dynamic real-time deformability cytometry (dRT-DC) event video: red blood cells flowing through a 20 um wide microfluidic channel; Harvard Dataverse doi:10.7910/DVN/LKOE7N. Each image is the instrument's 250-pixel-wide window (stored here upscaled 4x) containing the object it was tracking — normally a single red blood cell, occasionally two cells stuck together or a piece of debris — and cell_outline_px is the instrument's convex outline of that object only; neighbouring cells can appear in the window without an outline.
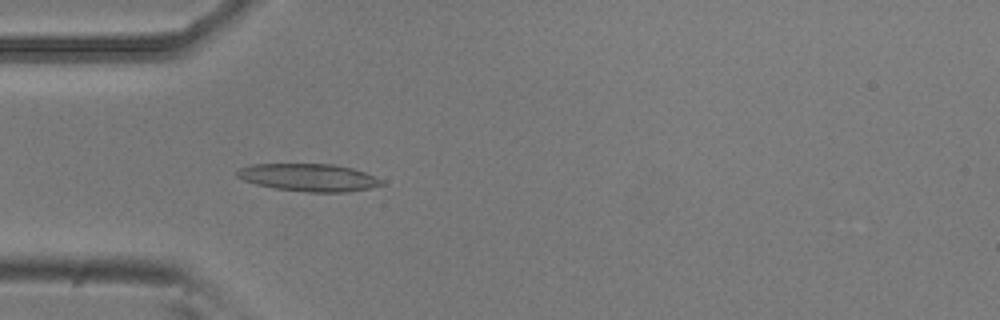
{"species": "common noctule bat (a hibernating species)", "species_latin": "Nyctalus noctula", "temperature_condition": "room temperature", "stored_images_in_passage": 52, "camera_frame_rate_fps": 3000, "um_per_image_px": 0.085, "animal": {"sex": "male", "body_mass_g": 20.5, "forearm_length_mm": 52.5}, "frame": {"image": 1, "passage_image": 15, "time_ms": 4.667, "image_size_px": [1000, 320], "cell_outline_px": [[384, 184], [368, 188], [348, 192], [308, 192], [276, 188], [256, 184], [244, 180], [236, 176], [236, 172], [240, 168], [252, 164], [332, 164], [352, 168], [364, 172], [384, 180]], "centroid_in_image_um": [26.25, 15.08], "position_along_channel_um": 58.7, "area_um2": 23.06}}
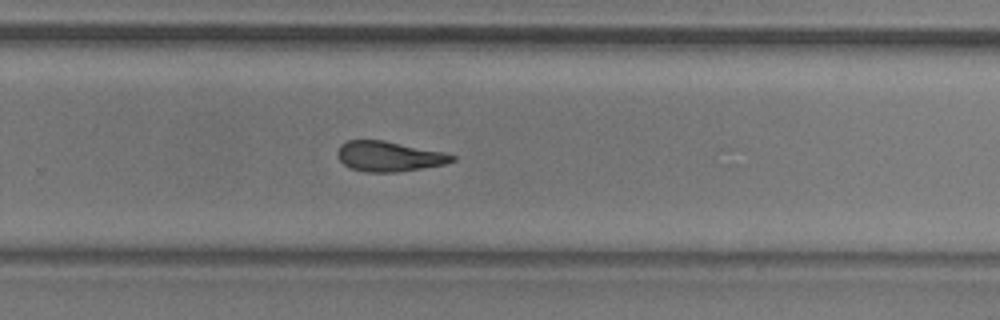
{"frame": {"image": 2, "passage_image": 34, "time_ms": 11.0, "image_size_px": [1000, 320], "cell_outline_px": [[456, 160], [444, 164], [396, 172], [364, 172], [352, 168], [344, 164], [336, 156], [336, 152], [340, 144], [348, 140], [384, 140], [444, 152], [456, 156]], "centroid_in_image_um": [33.04, 13.28], "position_along_channel_um": 296.8, "area_um2": 20.11}}
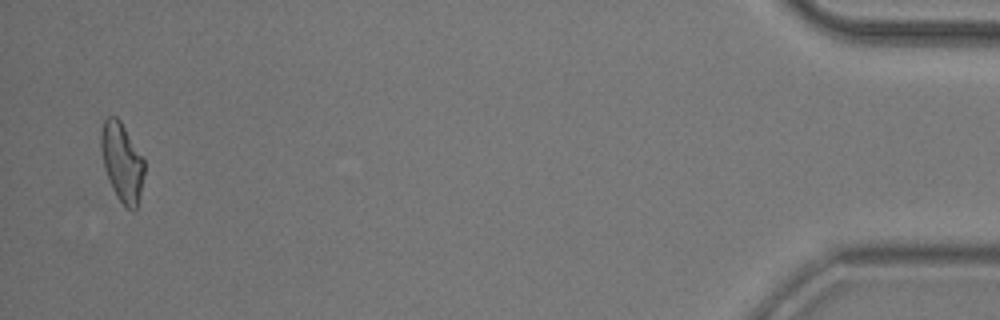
{"frame": {"image": 3, "passage_image": 51, "time_ms": 16.667, "image_size_px": [1000, 320], "cell_outline_px": [[144, 172], [140, 192], [136, 208], [132, 212], [116, 196], [112, 188], [104, 168], [100, 148], [100, 132], [104, 120], [108, 116], [116, 116], [120, 120], [144, 160]], "centroid_in_image_um": [10.34, 13.76], "position_along_channel_um": 424.9, "area_um2": 19.65}, "authors_computed_cell_mechanics": {"area_um2": 20.7502, "velocity_mm_per_s": 3.7902, "shape_relaxation_time_tau1_ms": 8.5032, "shape_relaxation_time_tau2_ms": 4.1854, "deformation_change_tau1": 0.2209, "deformation_change_tau2": 0.135}}